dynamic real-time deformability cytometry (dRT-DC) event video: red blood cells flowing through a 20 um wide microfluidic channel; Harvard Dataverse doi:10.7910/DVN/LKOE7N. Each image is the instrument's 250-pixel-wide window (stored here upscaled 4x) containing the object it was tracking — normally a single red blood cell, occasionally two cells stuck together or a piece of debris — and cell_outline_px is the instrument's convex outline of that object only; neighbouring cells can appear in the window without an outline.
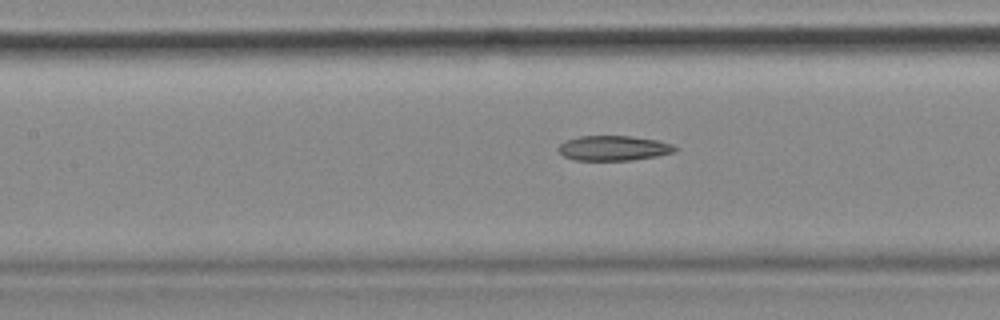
{"species": "common noctule bat (a hibernating species)", "species_latin": "Nyctalus noctula", "temperature_condition": "cold", "stored_images_in_passage": 54, "camera_frame_rate_fps": 3000, "um_per_image_px": 0.085, "animal": {"sex": "female", "body_mass_g": 18.4}, "frame": {"image": 1, "passage_image": 24, "time_ms": 7.667, "image_size_px": [1000, 320], "cell_outline_px": [[680, 148], [676, 152], [656, 156], [632, 160], [572, 160], [564, 156], [556, 148], [560, 144], [568, 140], [580, 136], [632, 136], [656, 140], [672, 144]], "centroid_in_image_um": [52.18, 12.59], "position_along_channel_um": 155.2, "area_um2": 16.99}}